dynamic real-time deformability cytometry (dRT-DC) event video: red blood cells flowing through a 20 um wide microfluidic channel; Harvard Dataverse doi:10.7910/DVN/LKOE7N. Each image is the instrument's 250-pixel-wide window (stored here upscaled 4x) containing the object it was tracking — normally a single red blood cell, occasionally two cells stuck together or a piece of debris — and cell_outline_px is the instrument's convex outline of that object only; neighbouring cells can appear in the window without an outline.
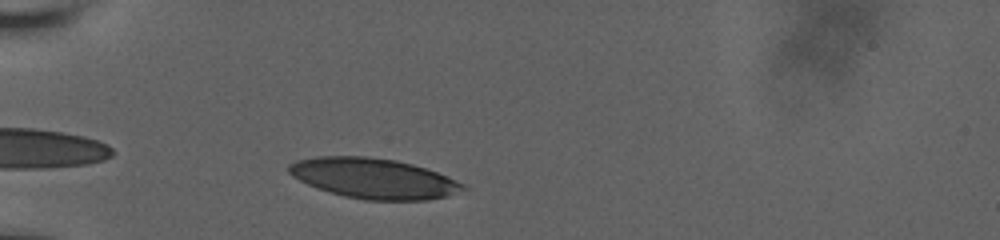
{"species": "human", "species_latin": "Homo sapiens", "temperature_condition": "room temperature", "stored_images_in_passage": 33, "camera_frame_rate_fps": 3000, "um_per_image_px": 0.085, "donor": {"sex": "male"}, "frame": {"image": 1, "passage_image": 3, "time_ms": 0.667, "image_size_px": [1000, 240], "cell_outline_px": [[468, 188], [444, 196], [428, 200], [364, 200], [344, 196], [316, 188], [292, 176], [288, 172], [288, 164], [296, 160], [316, 156], [368, 156], [396, 160], [412, 164], [436, 172], [464, 184]], "centroid_in_image_um": [31.7, 15.15], "position_along_channel_um": 53.3, "area_um2": 40.69}}
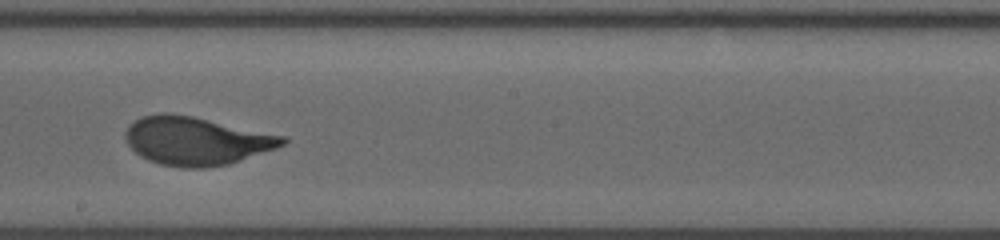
{"frame": {"image": 2, "passage_image": 19, "time_ms": 6.0, "image_size_px": [1000, 240], "cell_outline_px": [[288, 140], [284, 144], [276, 148], [228, 164], [204, 168], [180, 168], [160, 164], [148, 160], [140, 156], [128, 144], [124, 136], [124, 132], [128, 124], [140, 116], [160, 112], [164, 112], [192, 116], [288, 136]], "centroid_in_image_um": [16.66, 11.96], "position_along_channel_um": 231.5, "area_um2": 44.51}}
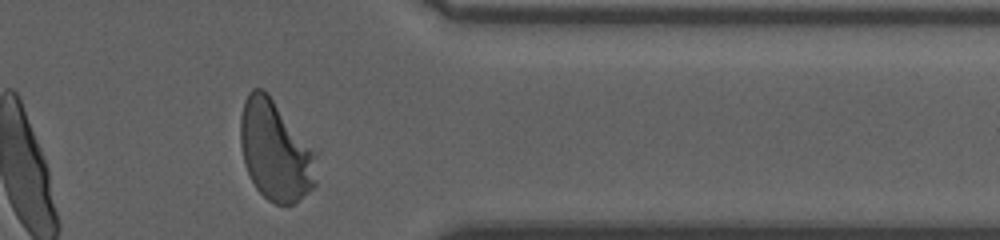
{"frame": {"image": 3, "passage_image": 32, "time_ms": 10.333, "image_size_px": [1000, 240], "cell_outline_px": [[320, 152], [316, 184], [308, 192], [292, 204], [276, 204], [268, 200], [256, 188], [244, 164], [240, 144], [240, 116], [244, 100], [248, 92], [252, 88], [264, 88], [268, 92]], "centroid_in_image_um": [23.46, 12.75], "position_along_channel_um": 387.9, "area_um2": 45.84}, "authors_computed_cell_mechanics": {"area_um2": 43.1188, "velocity_mm_per_s": 3.7747, "shape_relaxation_time_tau1_ms": 3.0653, "shape_relaxation_time_tau2_ms": null, "deformation_change_tau1": 0.1687, "deformation_change_tau2": null}}